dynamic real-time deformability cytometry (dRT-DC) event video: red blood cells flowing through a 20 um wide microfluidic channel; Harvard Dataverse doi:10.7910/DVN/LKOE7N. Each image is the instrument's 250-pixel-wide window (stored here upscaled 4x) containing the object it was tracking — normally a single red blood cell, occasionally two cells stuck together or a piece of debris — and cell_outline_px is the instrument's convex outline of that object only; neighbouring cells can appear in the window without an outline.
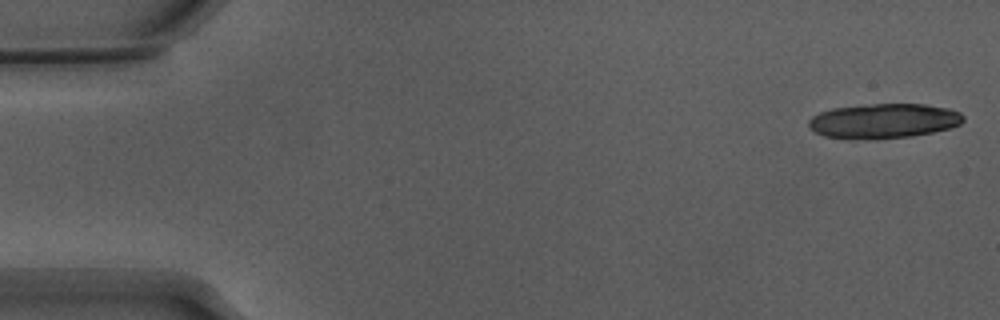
{"species": "Egyptian fruit bat (a non-hibernating species)", "species_latin": "Rousettus aegyptiacus", "temperature_condition": "warm", "stored_images_in_passage": 18, "camera_frame_rate_fps": 3000, "um_per_image_px": 0.085, "animal": {"sex": "male"}, "frame": {"image": 1, "passage_image": 1, "time_ms": 0.0, "image_size_px": [1000, 320], "cell_outline_px": [[964, 120], [960, 124], [948, 128], [932, 132], [912, 136], [876, 140], [852, 140], [824, 136], [808, 128], [808, 120], [812, 116], [820, 112], [832, 108], [872, 104], [924, 104], [948, 108], [960, 112], [964, 116]], "centroid_in_image_um": [75.08, 10.3], "position_along_channel_um": 9.9, "area_um2": 31.73}}